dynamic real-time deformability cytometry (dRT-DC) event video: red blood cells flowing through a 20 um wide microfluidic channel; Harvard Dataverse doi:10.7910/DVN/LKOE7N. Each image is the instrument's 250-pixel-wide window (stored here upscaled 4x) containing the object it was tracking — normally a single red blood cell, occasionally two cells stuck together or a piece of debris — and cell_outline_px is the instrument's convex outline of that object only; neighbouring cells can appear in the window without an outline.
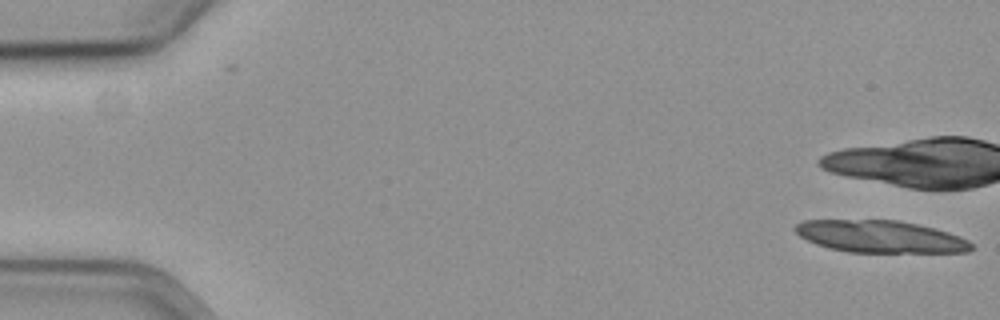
{"species": "common noctule bat (a hibernating species)", "species_latin": "Nyctalus noctula", "temperature_condition": "cold", "stored_images_in_passage": 11, "camera_frame_rate_fps": 3000, "um_per_image_px": 0.085, "animal": {"sex": "female", "body_mass_g": 19.3, "forearm_length_mm": 54.1}, "frame": {"image": 1, "passage_image": 1, "time_ms": 0.0, "image_size_px": [1000, 320], "cell_outline_px": [[972, 248], [968, 252], [848, 252], [828, 248], [816, 244], [800, 236], [792, 228], [796, 224], [804, 220], [896, 220], [916, 224], [948, 232], [960, 236], [968, 240], [972, 244]], "centroid_in_image_um": [74.8, 20.11], "position_along_channel_um": 10.2, "area_um2": 32.89}}